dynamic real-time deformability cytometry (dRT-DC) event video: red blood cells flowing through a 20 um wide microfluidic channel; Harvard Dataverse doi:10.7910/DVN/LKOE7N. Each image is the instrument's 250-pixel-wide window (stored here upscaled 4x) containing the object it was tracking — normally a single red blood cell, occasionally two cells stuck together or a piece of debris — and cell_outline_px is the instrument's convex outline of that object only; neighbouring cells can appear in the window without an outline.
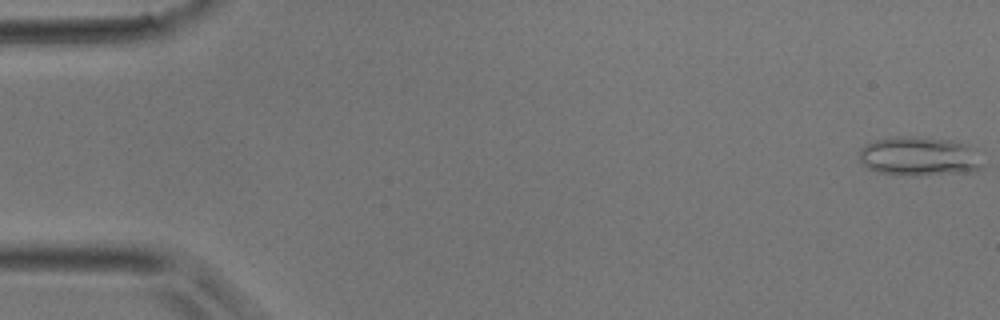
{"species": "common noctule bat (a hibernating species)", "species_latin": "Nyctalus noctula", "temperature_condition": "room temperature", "stored_images_in_passage": 44, "camera_frame_rate_fps": 3000, "um_per_image_px": 0.085, "animal": {"sex": "male", "body_mass_g": 17.9}, "frame": {"image": 1, "passage_image": 1, "time_ms": 0.0, "image_size_px": [1000, 320], "cell_outline_px": [[980, 168], [968, 172], [916, 176], [908, 176], [876, 172], [868, 168], [860, 160], [860, 148], [864, 144], [876, 140], [896, 136], [900, 136], [948, 140], [964, 144], [976, 148], [980, 164]], "centroid_in_image_um": [78.09, 13.3], "position_along_channel_um": 6.9, "area_um2": 27.98}}
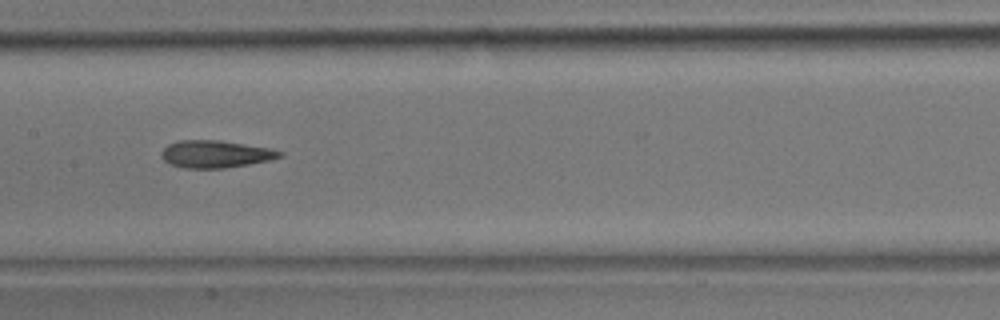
{"frame": {"image": 2, "passage_image": 22, "time_ms": 7.0, "image_size_px": [1000, 320], "cell_outline_px": [[284, 156], [272, 160], [224, 168], [184, 168], [172, 164], [164, 160], [160, 156], [160, 152], [168, 144], [180, 140], [220, 140], [268, 148], [284, 152]], "centroid_in_image_um": [18.33, 13.09], "position_along_channel_um": 189.1, "area_um2": 18.84}}
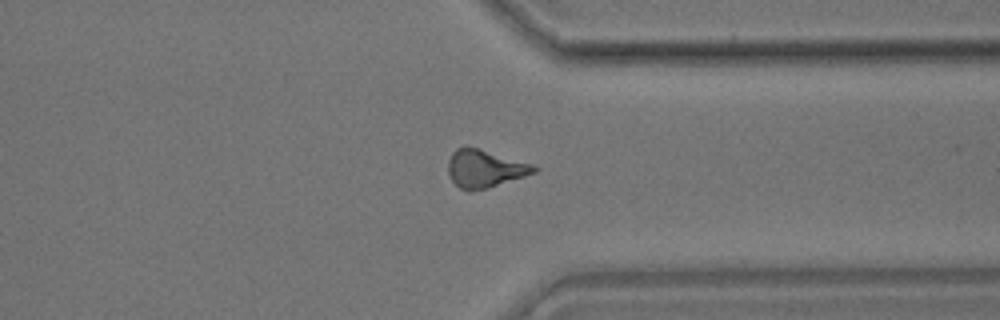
{"frame": {"image": 3, "passage_image": 34, "time_ms": 11.0, "image_size_px": [1000, 320], "cell_outline_px": [[540, 168], [536, 172], [488, 188], [472, 192], [468, 192], [460, 188], [452, 180], [448, 172], [448, 160], [452, 152], [456, 148], [464, 144], [532, 164]], "centroid_in_image_um": [41.17, 14.33], "position_along_channel_um": 370.2, "area_um2": 19.02}}